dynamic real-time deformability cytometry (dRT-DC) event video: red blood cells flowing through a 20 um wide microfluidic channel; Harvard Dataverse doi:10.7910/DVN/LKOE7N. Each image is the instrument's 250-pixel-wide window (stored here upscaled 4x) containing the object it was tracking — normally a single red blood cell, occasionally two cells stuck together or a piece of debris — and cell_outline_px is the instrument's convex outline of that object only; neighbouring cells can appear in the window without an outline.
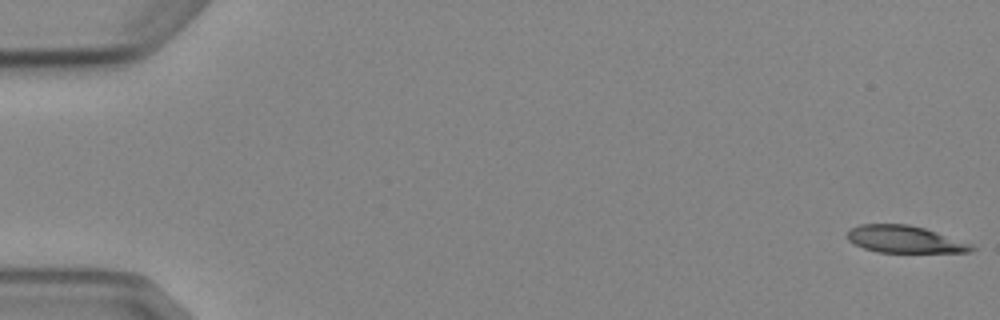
{"species": "Egyptian fruit bat (a non-hibernating species)", "species_latin": "Rousettus aegyptiacus", "temperature_condition": "cold", "stored_images_in_passage": 9, "camera_frame_rate_fps": 3000, "um_per_image_px": 0.085, "animal": {"sex": "female"}, "frame": {"image": 1, "passage_image": 1, "time_ms": 0.0, "image_size_px": [1000, 320], "cell_outline_px": [[976, 248], [972, 252], [880, 252], [864, 248], [848, 240], [848, 232], [852, 228], [860, 224], [908, 224], [924, 228], [972, 244]], "centroid_in_image_um": [76.92, 20.34], "position_along_channel_um": 8.1, "area_um2": 19.36}}
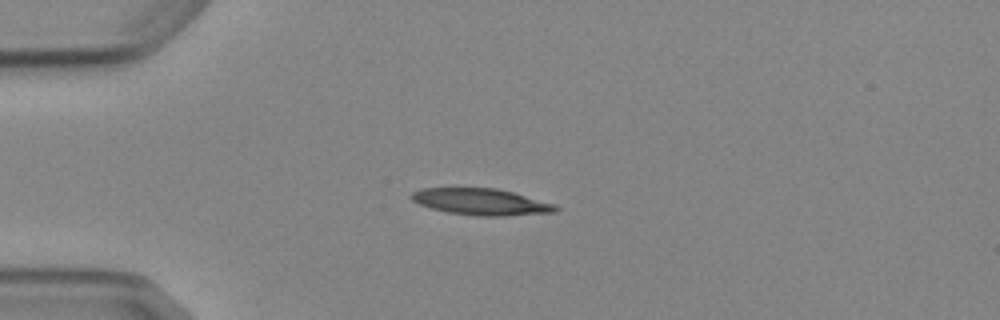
{"frame": {"image": 2, "passage_image": 4, "time_ms": 4.333, "image_size_px": [1000, 320], "cell_outline_px": [[560, 208], [556, 212], [504, 216], [476, 216], [448, 212], [432, 208], [420, 204], [412, 200], [408, 196], [412, 192], [420, 188], [496, 188], [512, 192], [556, 204]], "centroid_in_image_um": [40.9, 17.15], "position_along_channel_um": 44.1, "area_um2": 22.31}}
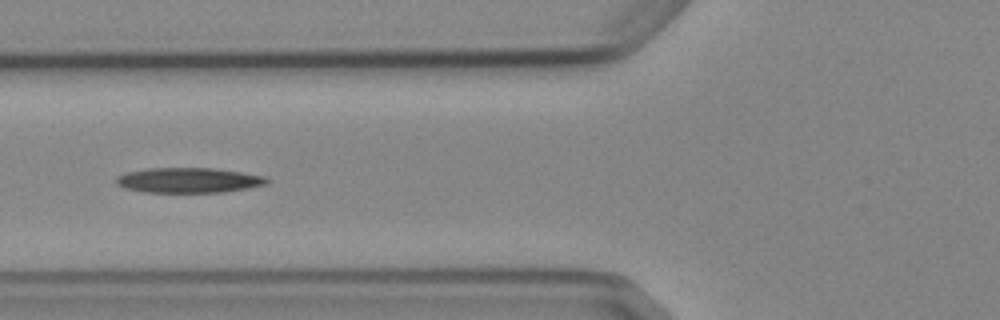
{"frame": {"image": 3, "passage_image": 6, "time_ms": 6.667, "image_size_px": [1000, 320], "cell_outline_px": [[272, 180], [268, 184], [248, 188], [224, 192], [144, 192], [124, 188], [116, 184], [116, 176], [128, 172], [148, 168], [212, 168], [240, 172], [264, 176]], "centroid_in_image_um": [16.05, 15.32], "position_along_channel_um": 109.8, "area_um2": 22.08}}